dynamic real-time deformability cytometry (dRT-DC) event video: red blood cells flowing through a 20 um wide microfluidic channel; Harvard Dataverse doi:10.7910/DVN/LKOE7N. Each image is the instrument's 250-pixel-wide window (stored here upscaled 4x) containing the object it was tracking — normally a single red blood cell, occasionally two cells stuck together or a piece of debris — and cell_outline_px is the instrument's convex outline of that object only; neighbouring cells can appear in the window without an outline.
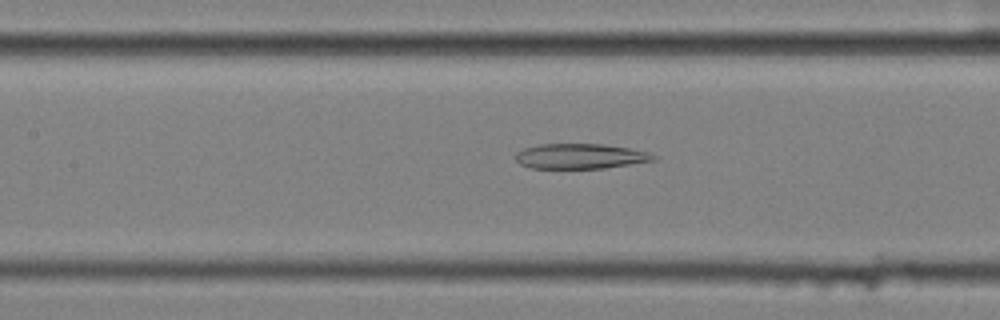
{"species": "common noctule bat (a hibernating species)", "species_latin": "Nyctalus noctula", "temperature_condition": "cold", "stored_images_in_passage": 56, "camera_frame_rate_fps": 3000, "um_per_image_px": 0.085, "animal": {"sex": "female", "body_mass_g": 25.1}, "frame": {"image": 1, "passage_image": 26, "time_ms": 8.333, "image_size_px": [1000, 320], "cell_outline_px": [[656, 160], [604, 168], [532, 168], [520, 164], [516, 160], [516, 152], [524, 148], [540, 144], [604, 144], [628, 148], [648, 152], [656, 156]], "centroid_in_image_um": [49.32, 13.28], "position_along_channel_um": 158.1, "area_um2": 20.06}}
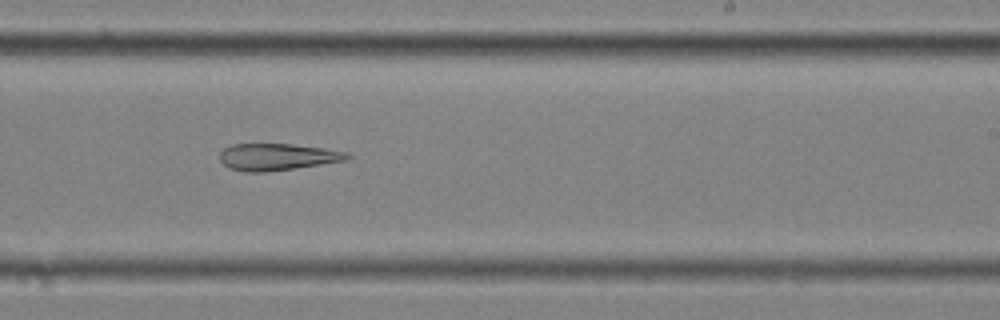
{"frame": {"image": 2, "passage_image": 35, "time_ms": 11.333, "image_size_px": [1000, 320], "cell_outline_px": [[352, 156], [348, 160], [264, 172], [244, 172], [228, 168], [220, 160], [220, 152], [224, 148], [232, 144], [292, 144], [324, 148], [348, 152]], "centroid_in_image_um": [23.56, 13.33], "position_along_channel_um": 265.4, "area_um2": 19.88}}
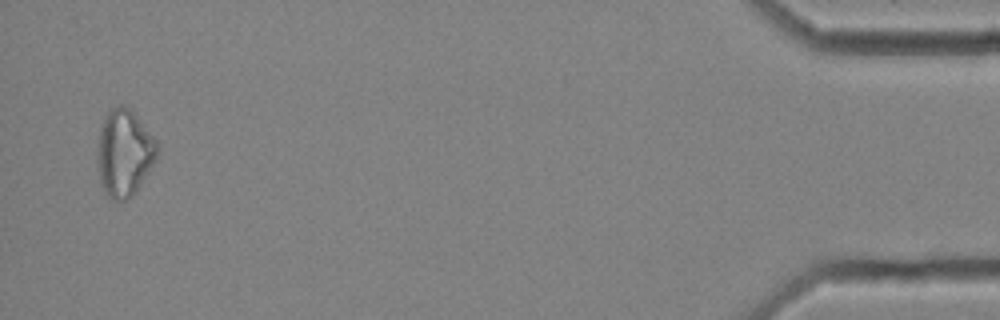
{"frame": {"image": 3, "passage_image": 55, "time_ms": 18.0, "image_size_px": [1000, 320], "cell_outline_px": [[160, 148], [156, 160], [136, 192], [132, 196], [124, 200], [108, 200], [104, 196], [100, 184], [96, 160], [96, 152], [100, 124], [104, 116], [116, 104], [120, 104], [128, 108], [136, 116], [156, 140]], "centroid_in_image_um": [10.52, 13.04], "position_along_channel_um": 424.7, "area_um2": 30.98}}